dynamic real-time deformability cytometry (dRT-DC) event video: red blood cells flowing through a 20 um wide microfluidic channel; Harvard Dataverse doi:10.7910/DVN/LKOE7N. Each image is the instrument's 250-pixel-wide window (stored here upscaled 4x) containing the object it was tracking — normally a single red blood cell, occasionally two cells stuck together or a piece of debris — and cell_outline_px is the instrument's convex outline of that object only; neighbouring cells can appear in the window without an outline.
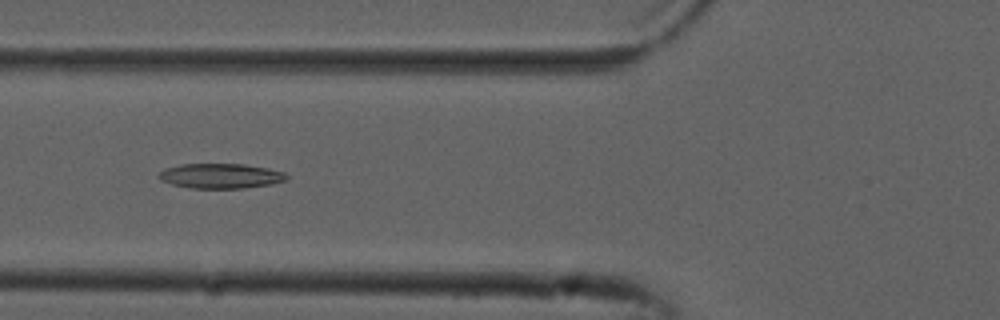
{"species": "common noctule bat (a hibernating species)", "species_latin": "Nyctalus noctula", "temperature_condition": "cold", "stored_images_in_passage": 40, "camera_frame_rate_fps": 3000, "um_per_image_px": 0.085, "animal": {"sex": "male", "forearm_length_mm": 52.5}, "frame": {"image": 1, "passage_image": 7, "time_ms": 2.0, "image_size_px": [1000, 320], "cell_outline_px": [[288, 180], [272, 184], [244, 188], [192, 188], [172, 184], [160, 180], [156, 176], [164, 168], [180, 164], [244, 164], [268, 168], [284, 172], [288, 176]], "centroid_in_image_um": [18.75, 14.95], "position_along_channel_um": 107.0, "area_um2": 18.67}}
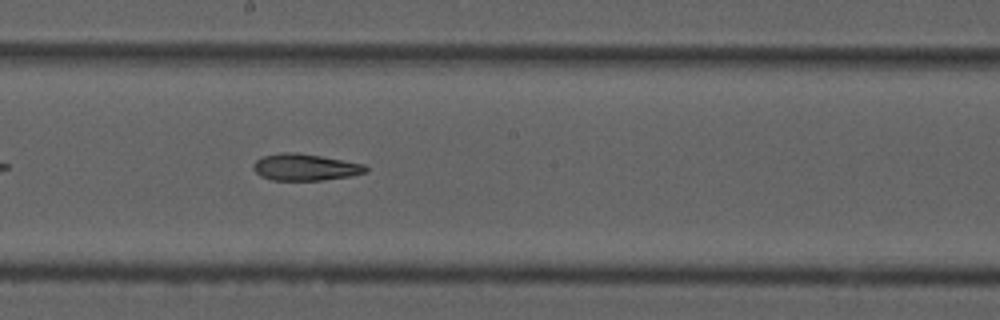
{"frame": {"image": 2, "passage_image": 16, "time_ms": 5.0, "image_size_px": [1000, 320], "cell_outline_px": [[368, 172], [348, 176], [324, 180], [272, 180], [260, 176], [252, 168], [252, 164], [256, 160], [264, 156], [280, 152], [296, 152], [320, 156], [364, 164], [368, 168]], "centroid_in_image_um": [25.91, 14.21], "position_along_channel_um": 222.3, "area_um2": 17.46}}
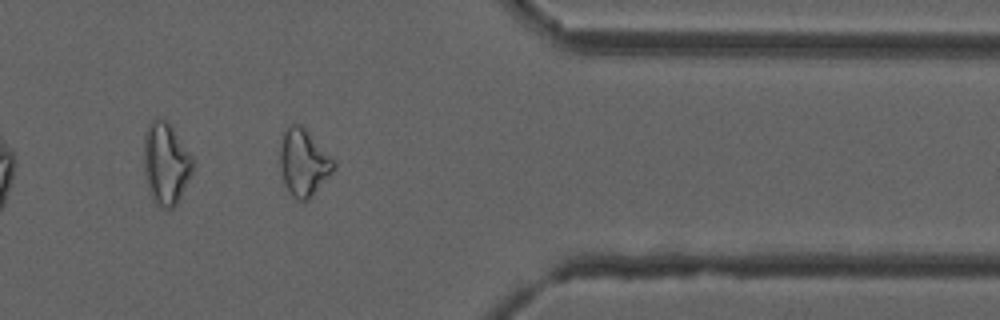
{"frame": {"image": 3, "passage_image": 30, "time_ms": 9.667, "image_size_px": [1000, 320], "cell_outline_px": [[336, 168], [312, 196], [308, 200], [300, 200], [292, 196], [284, 184], [280, 164], [280, 144], [284, 132], [288, 124], [300, 124], [336, 160]], "centroid_in_image_um": [25.82, 13.81], "position_along_channel_um": 385.6, "area_um2": 20.92}, "authors_computed_cell_mechanics": {"area_um2": 18.8428, "velocity_mm_per_s": 3.8312, "shape_relaxation_time_tau1_ms": null, "shape_relaxation_time_tau2_ms": 9.003, "deformation_change_tau1": null, "deformation_change_tau2": 0.2125}}